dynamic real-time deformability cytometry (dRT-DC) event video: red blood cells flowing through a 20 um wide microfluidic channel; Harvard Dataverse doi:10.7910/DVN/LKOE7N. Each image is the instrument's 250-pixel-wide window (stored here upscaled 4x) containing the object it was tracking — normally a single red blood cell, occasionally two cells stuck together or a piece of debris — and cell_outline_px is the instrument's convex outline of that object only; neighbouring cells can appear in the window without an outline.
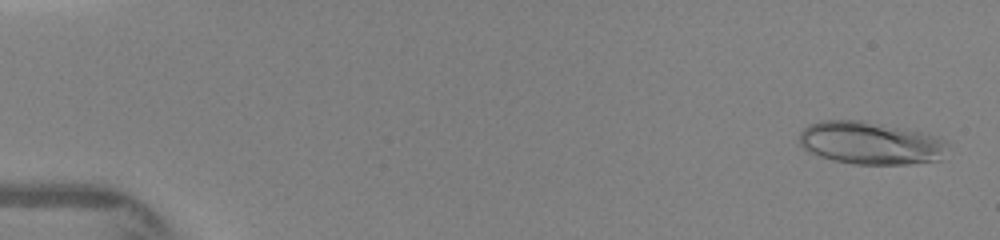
{"species": "human", "species_latin": "Homo sapiens", "temperature_condition": "warm", "stored_images_in_passage": 12, "camera_frame_rate_fps": 3000, "um_per_image_px": 0.085, "donor": {"sex": "female"}, "frame": {"image": 1, "passage_image": 2, "time_ms": 0.333, "image_size_px": [1000, 240], "cell_outline_px": [[948, 144], [940, 160], [908, 164], [856, 164], [836, 160], [820, 156], [804, 148], [800, 144], [800, 132], [808, 124], [820, 120], [860, 120], [940, 136]], "centroid_in_image_um": [73.99, 12.15], "position_along_channel_um": 11.0, "area_um2": 36.59}}